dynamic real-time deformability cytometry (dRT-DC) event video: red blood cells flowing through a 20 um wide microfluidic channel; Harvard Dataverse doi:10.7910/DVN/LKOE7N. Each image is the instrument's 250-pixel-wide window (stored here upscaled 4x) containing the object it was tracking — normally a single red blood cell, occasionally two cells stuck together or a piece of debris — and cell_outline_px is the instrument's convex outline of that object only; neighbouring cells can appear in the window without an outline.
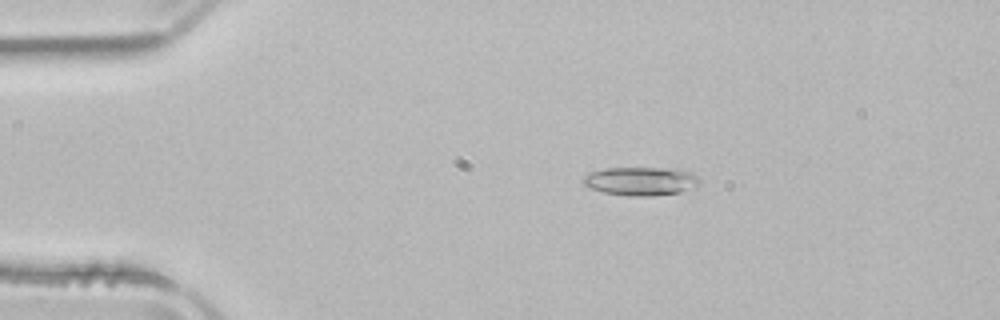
{"species": "common noctule bat (a hibernating species)", "species_latin": "Nyctalus noctula", "temperature_condition": "room temperature", "stored_images_in_passage": 43, "camera_frame_rate_fps": 3000, "um_per_image_px": 0.085, "animal": {"sex": "male", "body_mass_g": 21.5, "forearm_length_mm": 52.0}, "frame": {"image": 1, "passage_image": 1, "time_ms": 0.0, "image_size_px": [1000, 320], "cell_outline_px": [[700, 184], [696, 188], [680, 192], [652, 196], [628, 196], [604, 192], [588, 188], [580, 180], [584, 176], [592, 172], [604, 168], [680, 168], [696, 176], [700, 180]], "centroid_in_image_um": [54.48, 15.4], "position_along_channel_um": 30.5, "area_um2": 19.59}}
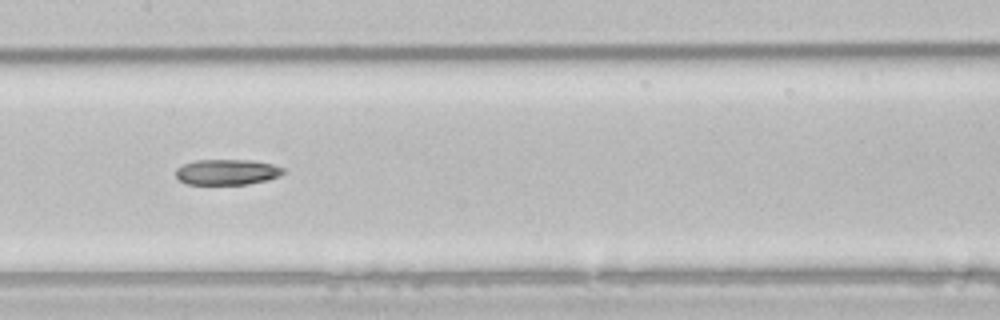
{"frame": {"image": 2, "passage_image": 17, "time_ms": 5.333, "image_size_px": [1000, 320], "cell_outline_px": [[288, 172], [280, 176], [268, 180], [248, 184], [188, 184], [180, 180], [176, 176], [176, 168], [184, 164], [196, 160], [252, 160], [272, 164], [284, 168]], "centroid_in_image_um": [19.35, 14.62], "position_along_channel_um": 188.0, "area_um2": 16.13}}
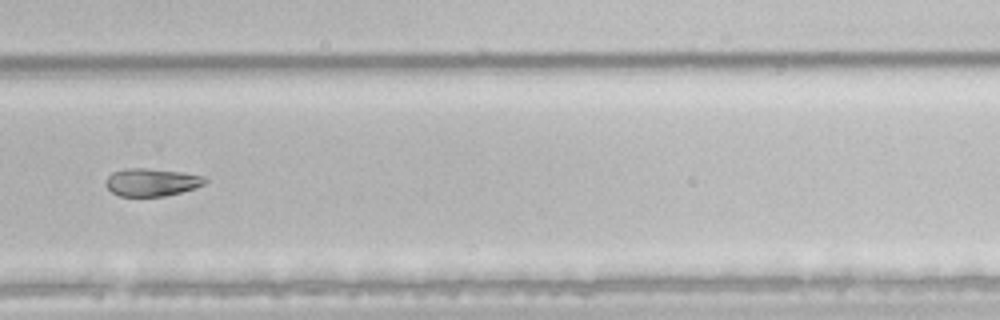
{"frame": {"image": 3, "passage_image": 27, "time_ms": 8.667, "image_size_px": [1000, 320], "cell_outline_px": [[208, 180], [204, 184], [196, 188], [164, 196], [120, 196], [112, 192], [104, 184], [108, 176], [112, 172], [124, 168], [144, 168], [180, 172], [204, 176]], "centroid_in_image_um": [12.87, 15.49], "position_along_channel_um": 316.9, "area_um2": 16.01}}